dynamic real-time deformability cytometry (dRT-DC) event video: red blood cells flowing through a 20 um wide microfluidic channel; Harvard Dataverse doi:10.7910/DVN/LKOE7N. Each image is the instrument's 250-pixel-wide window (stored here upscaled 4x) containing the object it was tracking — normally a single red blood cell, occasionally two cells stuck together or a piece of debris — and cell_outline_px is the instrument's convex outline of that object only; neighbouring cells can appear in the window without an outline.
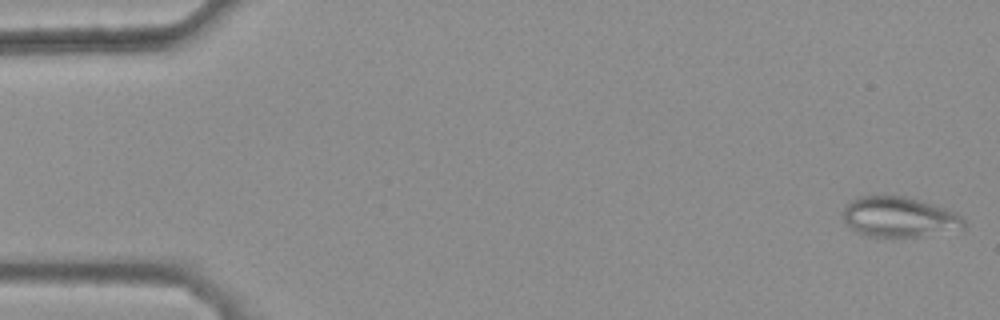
{"species": "common noctule bat (a hibernating species)", "species_latin": "Nyctalus noctula", "temperature_condition": "warm", "stored_images_in_passage": 25, "camera_frame_rate_fps": 3000, "um_per_image_px": 0.085, "animal": {"sex": "female", "body_mass_g": 25.1}, "frame": {"image": 1, "passage_image": 1, "time_ms": 0.0, "image_size_px": [1000, 320], "cell_outline_px": [[964, 232], [924, 236], [864, 236], [856, 232], [844, 220], [840, 212], [852, 200], [860, 196], [904, 196], [920, 200], [956, 212], [964, 220]], "centroid_in_image_um": [76.49, 18.47], "position_along_channel_um": 8.5, "area_um2": 28.73}}
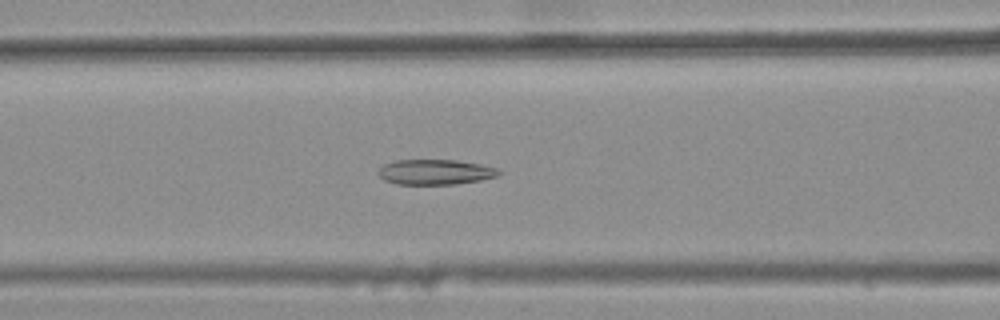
{"frame": {"image": 2, "passage_image": 21, "time_ms": 6.667, "image_size_px": [1000, 320], "cell_outline_px": [[500, 172], [496, 176], [480, 180], [452, 184], [396, 184], [384, 180], [376, 172], [384, 164], [396, 160], [456, 160], [480, 164], [496, 168]], "centroid_in_image_um": [36.94, 14.62], "position_along_channel_um": 129.7, "area_um2": 17.51}}
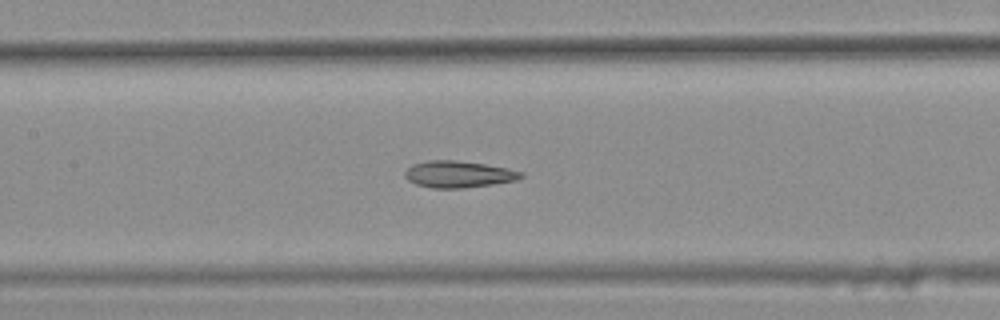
{"frame": {"image": 3, "passage_image": 24, "time_ms": 7.667, "image_size_px": [1000, 320], "cell_outline_px": [[524, 176], [516, 180], [492, 184], [464, 188], [432, 188], [416, 184], [408, 180], [404, 176], [404, 172], [412, 164], [428, 160], [456, 160], [484, 164], [508, 168], [524, 172]], "centroid_in_image_um": [38.97, 14.81], "position_along_channel_um": 168.4, "area_um2": 18.09}}